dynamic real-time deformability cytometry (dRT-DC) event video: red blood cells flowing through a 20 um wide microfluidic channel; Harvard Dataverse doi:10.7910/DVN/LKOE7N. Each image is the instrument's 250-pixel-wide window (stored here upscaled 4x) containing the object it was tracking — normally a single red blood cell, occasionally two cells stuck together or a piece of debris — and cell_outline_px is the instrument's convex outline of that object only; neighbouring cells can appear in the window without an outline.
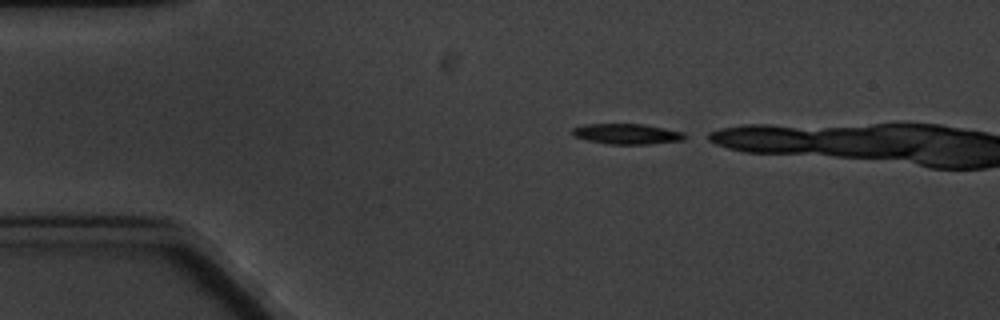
{"species": "common noctule bat (a hibernating species)", "species_latin": "Nyctalus noctula", "temperature_condition": "cold", "stored_images_in_passage": 2, "camera_frame_rate_fps": 3000, "um_per_image_px": 0.085, "animal": {"sex": "male", "body_mass_g": 20.1, "forearm_length_mm": 53.5}, "frame": {"image": 1, "passage_image": 1, "time_ms": 0.0, "image_size_px": [1000, 320], "cell_outline_px": [[692, 136], [684, 140], [648, 144], [608, 144], [588, 140], [572, 136], [572, 128], [584, 124], [644, 124], [684, 132]], "centroid_in_image_um": [53.34, 11.38], "position_along_channel_um": 31.7, "area_um2": 13.58}}